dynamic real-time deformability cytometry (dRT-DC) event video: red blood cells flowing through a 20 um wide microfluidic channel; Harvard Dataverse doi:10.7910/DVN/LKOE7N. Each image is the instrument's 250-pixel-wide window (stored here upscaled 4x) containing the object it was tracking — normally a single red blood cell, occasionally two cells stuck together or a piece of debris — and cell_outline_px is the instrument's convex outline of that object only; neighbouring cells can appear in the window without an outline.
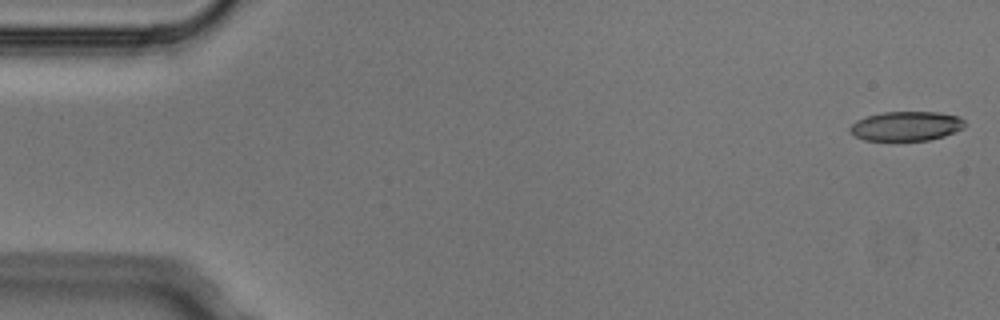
{"species": "Egyptian fruit bat (a non-hibernating species)", "species_latin": "Rousettus aegyptiacus", "temperature_condition": "cold", "stored_images_in_passage": 5, "camera_frame_rate_fps": 3000, "um_per_image_px": 0.085, "animal": {"sex": "male"}, "frame": {"image": 1, "passage_image": 1, "time_ms": 0.0, "image_size_px": [1000, 320], "cell_outline_px": [[964, 128], [944, 136], [928, 140], [864, 140], [848, 132], [848, 128], [856, 120], [868, 116], [884, 112], [940, 112], [960, 116], [964, 120]], "centroid_in_image_um": [77.03, 10.71], "position_along_channel_um": 8.0, "area_um2": 19.71}}